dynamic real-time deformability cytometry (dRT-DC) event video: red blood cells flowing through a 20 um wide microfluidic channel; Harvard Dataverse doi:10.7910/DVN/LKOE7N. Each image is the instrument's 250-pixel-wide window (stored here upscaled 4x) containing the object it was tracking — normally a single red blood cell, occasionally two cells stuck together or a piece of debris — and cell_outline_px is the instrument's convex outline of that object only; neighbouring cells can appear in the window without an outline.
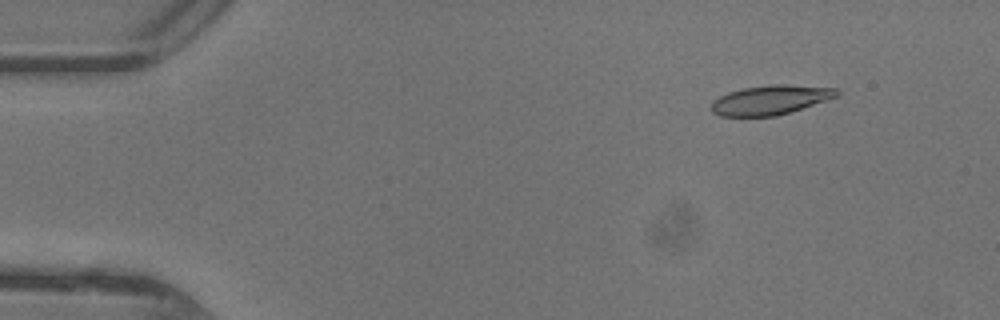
{"species": "common noctule bat (a hibernating species)", "species_latin": "Nyctalus noctula", "temperature_condition": "warm", "stored_images_in_passage": 46, "camera_frame_rate_fps": 3000, "um_per_image_px": 0.085, "animal": {"sex": "female"}, "frame": {"image": 1, "passage_image": 4, "time_ms": 1.0, "image_size_px": [1000, 320], "cell_outline_px": [[840, 96], [792, 112], [776, 116], [720, 116], [712, 112], [712, 100], [728, 92], [744, 88], [772, 84], [784, 84], [836, 88], [840, 92]], "centroid_in_image_um": [65.53, 8.49], "position_along_channel_um": 19.5, "area_um2": 21.68}}
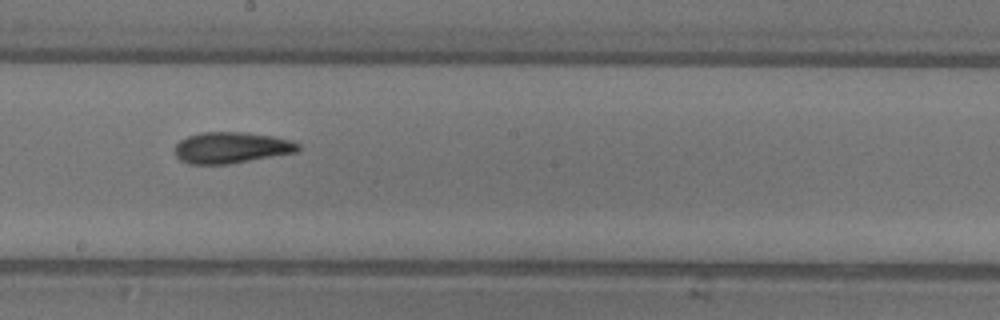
{"frame": {"image": 2, "passage_image": 25, "time_ms": 8.0, "image_size_px": [1000, 320], "cell_outline_px": [[300, 148], [296, 152], [228, 164], [188, 164], [180, 160], [176, 156], [176, 144], [180, 140], [188, 136], [200, 132], [244, 132], [276, 136], [292, 140], [300, 144]], "centroid_in_image_um": [19.68, 12.54], "position_along_channel_um": 228.5, "area_um2": 22.48}}
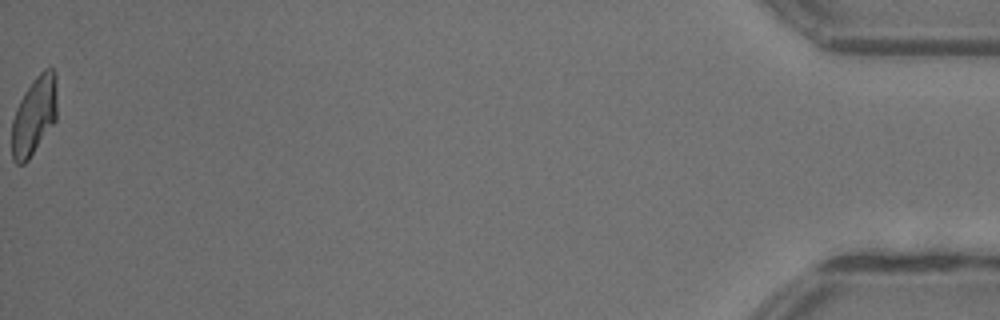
{"frame": {"image": 3, "passage_image": 46, "time_ms": 15.0, "image_size_px": [1000, 320], "cell_outline_px": [[56, 120], [28, 160], [24, 164], [16, 164], [12, 160], [12, 120], [16, 108], [24, 92], [32, 80], [44, 68], [52, 68], [56, 72]], "centroid_in_image_um": [2.9, 9.82], "position_along_channel_um": 432.3, "area_um2": 20.75}, "authors_computed_cell_mechanics": {"area_um2": 21.7039, "velocity_mm_per_s": 4.4078, "shape_relaxation_time_tau1_ms": 7.4619, "shape_relaxation_time_tau2_ms": 2.6054, "deformation_change_tau1": 0.2097, "deformation_change_tau2": 0.1044}}